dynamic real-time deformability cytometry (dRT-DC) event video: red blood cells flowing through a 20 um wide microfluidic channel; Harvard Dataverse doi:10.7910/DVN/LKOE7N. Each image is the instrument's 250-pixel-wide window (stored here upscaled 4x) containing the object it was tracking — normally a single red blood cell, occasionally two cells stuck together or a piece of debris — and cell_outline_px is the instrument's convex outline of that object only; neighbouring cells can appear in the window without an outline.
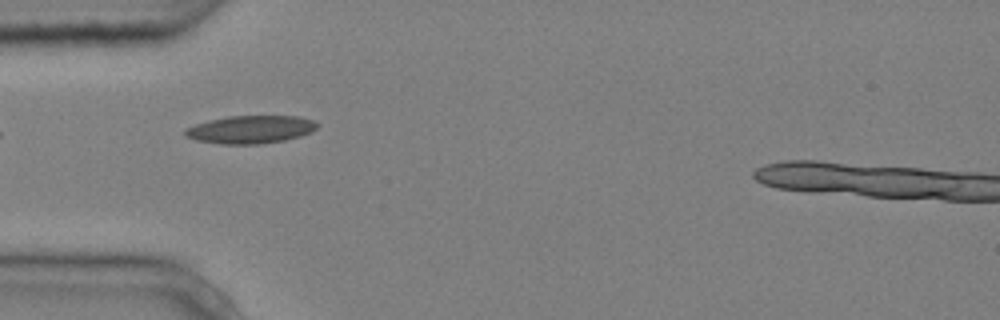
{"species": "common noctule bat (a hibernating species)", "species_latin": "Nyctalus noctula", "temperature_condition": "cold", "stored_images_in_passage": 4, "camera_frame_rate_fps": 3000, "um_per_image_px": 0.085, "animal": {"sex": "male", "body_mass_g": 20.4}, "frame": {"image": 1, "passage_image": 3, "time_ms": 0.667, "image_size_px": [1000, 320], "cell_outline_px": [[320, 124], [312, 132], [300, 136], [284, 140], [260, 144], [220, 144], [196, 140], [184, 136], [184, 128], [208, 120], [228, 116], [300, 116], [312, 120]], "centroid_in_image_um": [21.28, 11.0], "position_along_channel_um": 63.7, "area_um2": 21.62}}
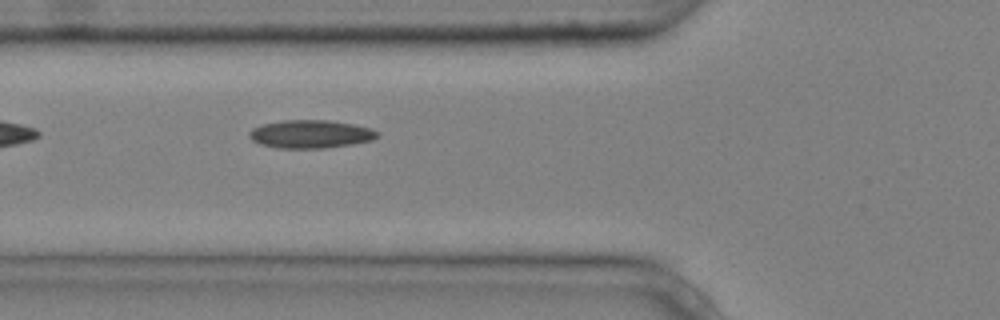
{"frame": {"image": 2, "passage_image": 4, "time_ms": 1.0, "image_size_px": [1000, 320], "cell_outline_px": [[380, 136], [372, 140], [352, 144], [324, 148], [276, 148], [260, 144], [252, 140], [248, 136], [248, 132], [252, 128], [264, 124], [284, 120], [328, 120], [352, 124], [372, 128], [380, 132]], "centroid_in_image_um": [26.41, 11.4], "position_along_channel_um": 99.4, "area_um2": 21.1}}